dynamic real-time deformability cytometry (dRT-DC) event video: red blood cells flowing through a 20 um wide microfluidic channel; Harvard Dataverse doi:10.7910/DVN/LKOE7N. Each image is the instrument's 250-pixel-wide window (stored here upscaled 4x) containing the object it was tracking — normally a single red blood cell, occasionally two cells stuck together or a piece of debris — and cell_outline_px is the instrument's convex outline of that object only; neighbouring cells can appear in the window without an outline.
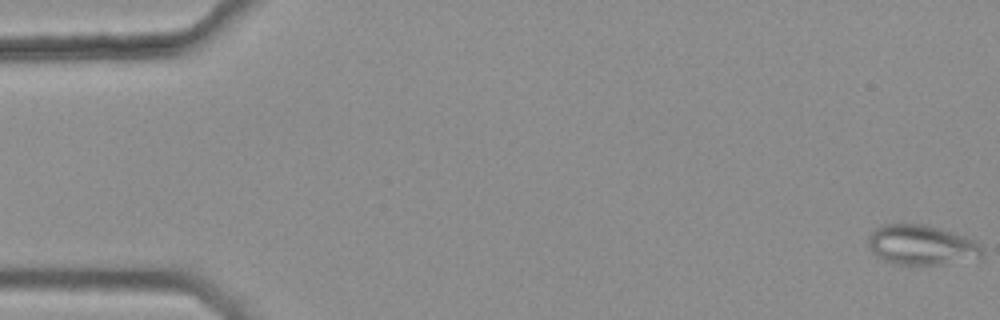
{"species": "common noctule bat (a hibernating species)", "species_latin": "Nyctalus noctula", "temperature_condition": "warm", "stored_images_in_passage": 46, "camera_frame_rate_fps": 3000, "um_per_image_px": 0.085, "animal": {"sex": "female", "body_mass_g": 25.1}, "frame": {"image": 1, "passage_image": 1, "time_ms": 0.0, "image_size_px": [1000, 320], "cell_outline_px": [[984, 256], [980, 260], [948, 264], [892, 264], [876, 256], [868, 248], [868, 236], [880, 224], [924, 224], [940, 228], [964, 236], [980, 244], [984, 252]], "centroid_in_image_um": [78.37, 20.84], "position_along_channel_um": 6.6, "area_um2": 27.05}}
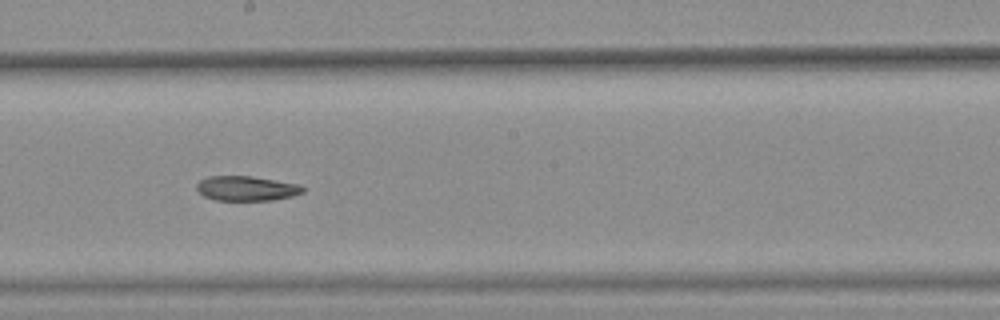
{"frame": {"image": 2, "passage_image": 30, "time_ms": 9.667, "image_size_px": [1000, 320], "cell_outline_px": [[304, 192], [292, 196], [272, 200], [216, 200], [204, 196], [196, 188], [196, 184], [200, 180], [208, 176], [252, 176], [300, 184], [304, 188]], "centroid_in_image_um": [20.96, 16.01], "position_along_channel_um": 227.2, "area_um2": 15.32}}
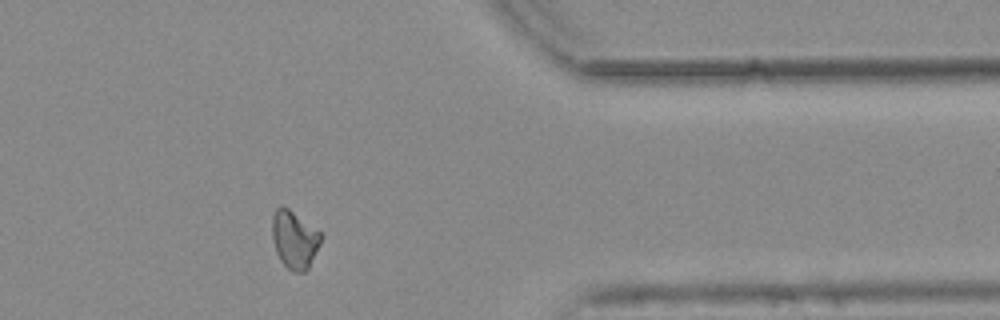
{"frame": {"image": 3, "passage_image": 44, "time_ms": 14.333, "image_size_px": [1000, 320], "cell_outline_px": [[320, 244], [308, 268], [304, 272], [292, 272], [280, 260], [276, 252], [272, 236], [272, 216], [276, 208], [288, 208], [320, 232]], "centroid_in_image_um": [25.0, 20.38], "position_along_channel_um": 386.4, "area_um2": 16.07}}